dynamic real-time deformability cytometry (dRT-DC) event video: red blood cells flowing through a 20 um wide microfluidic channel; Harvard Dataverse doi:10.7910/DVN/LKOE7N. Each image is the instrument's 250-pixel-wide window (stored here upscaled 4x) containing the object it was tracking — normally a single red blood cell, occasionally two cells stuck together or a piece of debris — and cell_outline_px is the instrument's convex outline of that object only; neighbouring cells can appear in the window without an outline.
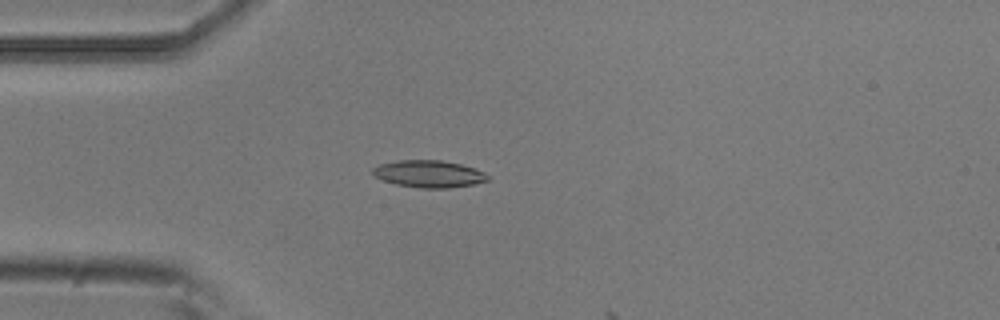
{"species": "common noctule bat (a hibernating species)", "species_latin": "Nyctalus noctula", "temperature_condition": "room temperature", "stored_images_in_passage": 4, "camera_frame_rate_fps": 3000, "um_per_image_px": 0.085, "animal": {"sex": "male", "body_mass_g": 20.5, "forearm_length_mm": 52.5}, "frame": {"image": 1, "passage_image": 4, "time_ms": 1.0, "image_size_px": [1000, 320], "cell_outline_px": [[488, 180], [472, 184], [448, 188], [420, 188], [396, 184], [384, 180], [376, 176], [372, 172], [372, 168], [380, 164], [396, 160], [440, 160], [460, 164], [476, 168], [484, 172], [488, 176]], "centroid_in_image_um": [36.45, 14.77], "position_along_channel_um": 48.6, "area_um2": 18.03}}